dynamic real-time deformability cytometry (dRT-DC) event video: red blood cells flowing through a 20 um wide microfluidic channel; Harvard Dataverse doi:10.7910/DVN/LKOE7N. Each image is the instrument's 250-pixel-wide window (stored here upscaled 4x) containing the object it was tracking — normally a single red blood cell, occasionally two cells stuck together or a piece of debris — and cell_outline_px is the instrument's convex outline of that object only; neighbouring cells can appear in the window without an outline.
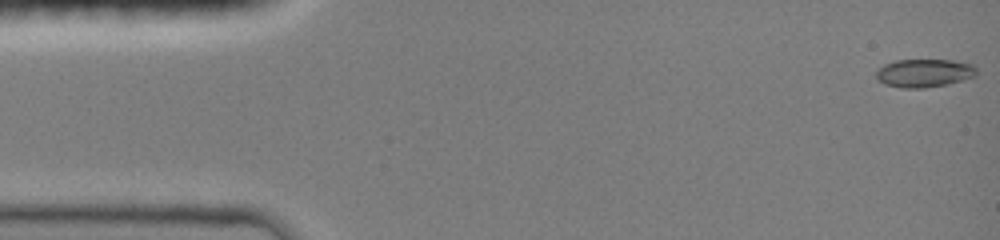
{"species": "common noctule bat (a hibernating species)", "species_latin": "Nyctalus noctula", "temperature_condition": "room temperature", "stored_images_in_passage": 7, "camera_frame_rate_fps": 3000, "um_per_image_px": 0.085, "animal": {"sex": "female", "body_mass_g": 19.0, "forearm_length_mm": 51.5}, "frame": {"image": 1, "passage_image": 1, "time_ms": 0.0, "image_size_px": [1000, 240], "cell_outline_px": [[976, 76], [948, 84], [924, 88], [900, 88], [884, 84], [876, 80], [876, 68], [884, 64], [896, 60], [952, 60], [976, 64]], "centroid_in_image_um": [78.54, 6.21], "position_along_channel_um": 6.5, "area_um2": 16.82}}
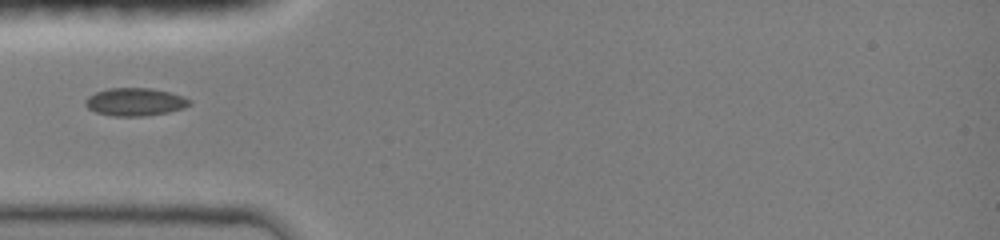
{"frame": {"image": 2, "passage_image": 5, "time_ms": 4.667, "image_size_px": [1000, 240], "cell_outline_px": [[192, 104], [184, 108], [168, 112], [144, 116], [112, 116], [96, 112], [88, 108], [84, 104], [84, 100], [88, 96], [96, 92], [108, 88], [152, 88], [184, 96], [192, 100]], "centroid_in_image_um": [11.49, 8.66], "position_along_channel_um": 73.5, "area_um2": 17.05}}
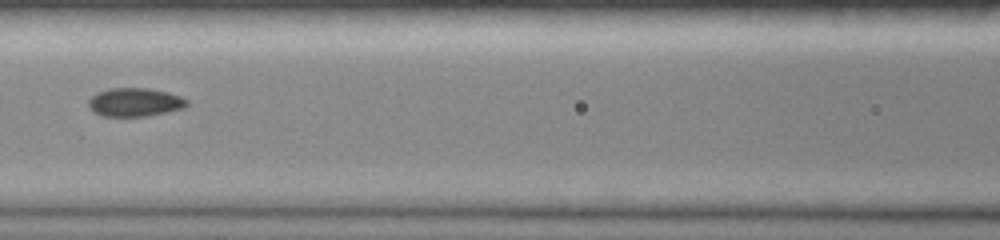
{"frame": {"image": 3, "passage_image": 7, "time_ms": 6.667, "image_size_px": [1000, 240], "cell_outline_px": [[188, 104], [184, 108], [144, 116], [100, 116], [92, 112], [88, 108], [88, 100], [96, 92], [108, 88], [148, 88], [168, 92], [180, 96], [188, 100]], "centroid_in_image_um": [11.41, 8.68], "position_along_channel_um": 155.2, "area_um2": 16.47}}